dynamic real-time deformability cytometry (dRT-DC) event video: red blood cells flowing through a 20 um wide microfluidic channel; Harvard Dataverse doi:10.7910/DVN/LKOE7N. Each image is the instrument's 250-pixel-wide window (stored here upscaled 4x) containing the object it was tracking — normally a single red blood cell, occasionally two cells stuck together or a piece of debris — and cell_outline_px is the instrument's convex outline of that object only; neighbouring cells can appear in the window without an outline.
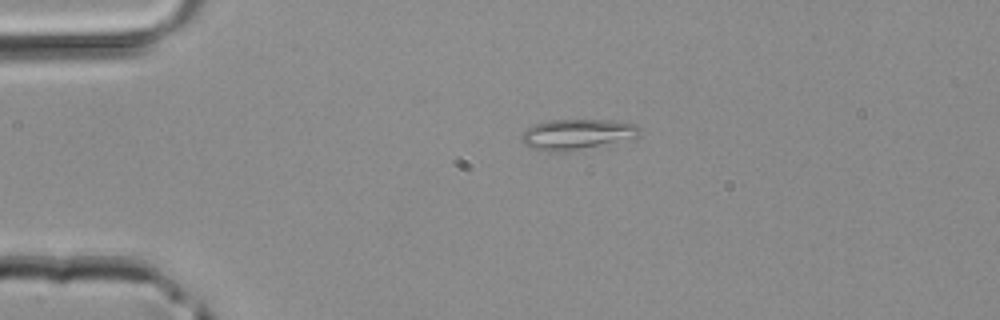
{"species": "common noctule bat (a hibernating species)", "species_latin": "Nyctalus noctula", "temperature_condition": "room temperature", "stored_images_in_passage": 36, "camera_frame_rate_fps": 3000, "um_per_image_px": 0.085, "animal": {"sex": "male", "body_mass_g": 20.4}, "frame": {"image": 1, "passage_image": 1, "time_ms": 0.0, "image_size_px": [1000, 320], "cell_outline_px": [[640, 128], [636, 136], [568, 152], [548, 152], [532, 148], [524, 144], [520, 140], [520, 136], [528, 128], [536, 124], [548, 120], [612, 120], [636, 124]], "centroid_in_image_um": [48.96, 11.41], "position_along_channel_um": 36.0, "area_um2": 20.63}}
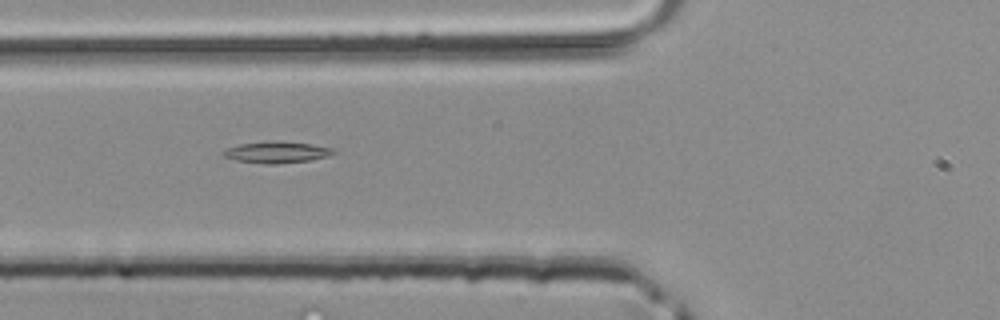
{"frame": {"image": 2, "passage_image": 8, "time_ms": 2.333, "image_size_px": [1000, 320], "cell_outline_px": [[336, 152], [328, 156], [312, 160], [276, 164], [264, 164], [236, 160], [224, 156], [220, 152], [228, 148], [240, 144], [272, 140], [276, 140], [312, 144], [332, 148]], "centroid_in_image_um": [23.52, 12.93], "position_along_channel_um": 102.3, "area_um2": 13.87}}
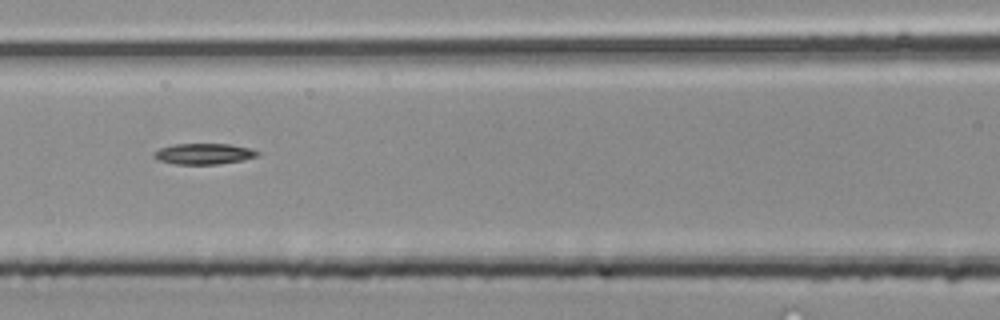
{"frame": {"image": 3, "passage_image": 11, "time_ms": 3.333, "image_size_px": [1000, 320], "cell_outline_px": [[260, 156], [244, 160], [216, 164], [176, 164], [160, 160], [152, 156], [152, 152], [160, 148], [176, 144], [228, 144], [252, 148], [260, 152]], "centroid_in_image_um": [17.37, 13.07], "position_along_channel_um": 149.2, "area_um2": 12.66}}